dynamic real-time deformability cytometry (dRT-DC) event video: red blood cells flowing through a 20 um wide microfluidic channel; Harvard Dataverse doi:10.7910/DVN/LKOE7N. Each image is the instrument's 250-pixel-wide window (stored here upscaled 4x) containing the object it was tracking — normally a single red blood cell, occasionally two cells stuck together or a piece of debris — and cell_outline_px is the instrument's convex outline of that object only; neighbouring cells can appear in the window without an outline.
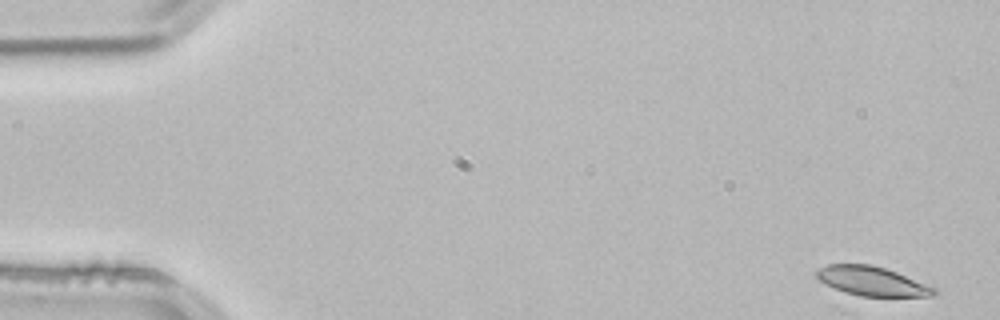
{"species": "common noctule bat (a hibernating species)", "species_latin": "Nyctalus noctula", "temperature_condition": "room temperature", "stored_images_in_passage": 52, "camera_frame_rate_fps": 3000, "um_per_image_px": 0.085, "animal": {"sex": "male", "body_mass_g": 21.5, "forearm_length_mm": 52.0}, "frame": {"image": 1, "passage_image": 1, "time_ms": 0.0, "image_size_px": [1000, 320], "cell_outline_px": [[936, 292], [932, 296], [840, 296], [824, 284], [812, 272], [828, 264], [872, 264], [896, 272], [936, 288]], "centroid_in_image_um": [73.97, 23.92], "position_along_channel_um": 11.0, "area_um2": 20.58}}
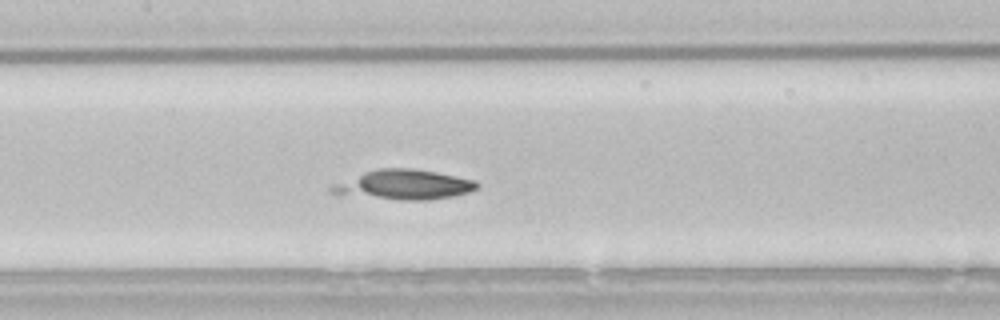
{"frame": {"image": 2, "passage_image": 24, "time_ms": 7.667, "image_size_px": [1000, 320], "cell_outline_px": [[480, 188], [472, 192], [452, 196], [428, 200], [400, 200], [336, 196], [328, 192], [328, 188], [332, 184], [364, 172], [380, 168], [412, 168], [436, 172], [476, 180], [480, 184]], "centroid_in_image_um": [34.27, 15.73], "position_along_channel_um": 173.1, "area_um2": 25.95}}
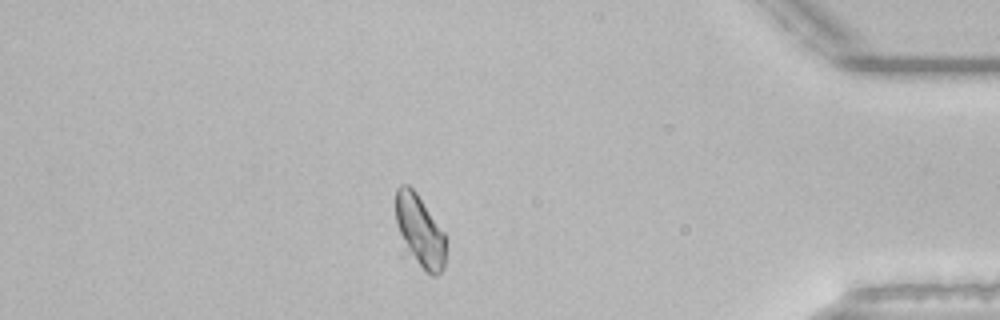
{"frame": {"image": 3, "passage_image": 45, "time_ms": 14.667, "image_size_px": [1000, 320], "cell_outline_px": [[444, 268], [436, 276], [432, 276], [400, 256], [396, 224], [396, 188], [400, 184], [408, 184], [416, 192], [444, 232]], "centroid_in_image_um": [35.58, 19.75], "position_along_channel_um": 399.6, "area_um2": 22.37}}